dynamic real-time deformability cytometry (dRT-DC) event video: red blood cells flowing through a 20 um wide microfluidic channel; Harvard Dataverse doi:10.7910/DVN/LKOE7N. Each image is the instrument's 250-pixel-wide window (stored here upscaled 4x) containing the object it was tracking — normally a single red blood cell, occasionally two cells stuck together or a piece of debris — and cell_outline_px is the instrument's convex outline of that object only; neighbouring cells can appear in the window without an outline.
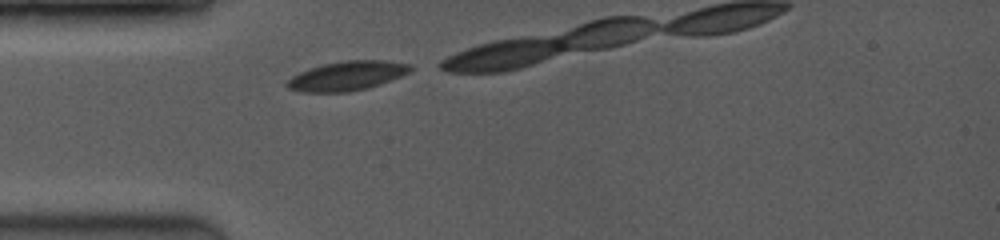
{"species": "common noctule bat (a hibernating species)", "species_latin": "Nyctalus noctula", "temperature_condition": "room temperature", "stored_images_in_passage": 4, "camera_frame_rate_fps": 3500, "um_per_image_px": 0.085, "animal": {"sex": "female", "body_mass_g": 19.0, "forearm_length_mm": 53.3}, "frame": {"image": 1, "passage_image": 1, "time_ms": 0.0, "image_size_px": [1000, 240], "cell_outline_px": [[412, 68], [408, 72], [400, 76], [380, 84], [368, 88], [348, 92], [300, 92], [288, 88], [284, 84], [292, 76], [300, 72], [324, 64], [344, 60], [380, 60], [412, 64]], "centroid_in_image_um": [29.48, 6.45], "position_along_channel_um": 55.5, "area_um2": 20.92}}